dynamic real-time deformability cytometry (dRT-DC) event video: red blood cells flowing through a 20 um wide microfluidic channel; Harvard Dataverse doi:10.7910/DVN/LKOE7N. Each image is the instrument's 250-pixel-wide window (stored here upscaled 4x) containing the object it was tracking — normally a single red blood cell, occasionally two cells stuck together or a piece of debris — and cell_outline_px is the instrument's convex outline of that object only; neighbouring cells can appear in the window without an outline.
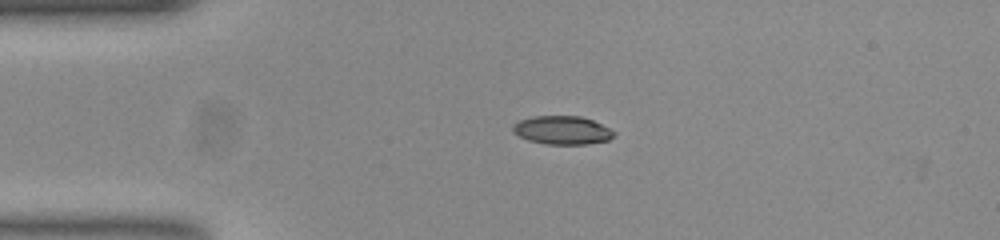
{"species": "common noctule bat (a hibernating species)", "species_latin": "Nyctalus noctula", "temperature_condition": "room temperature", "stored_images_in_passage": 3, "camera_frame_rate_fps": 3000, "um_per_image_px": 0.085, "animal": {"sex": "female", "body_mass_g": 23.0, "forearm_length_mm": 53.4}, "frame": {"image": 1, "passage_image": 2, "time_ms": 0.333, "image_size_px": [1000, 240], "cell_outline_px": [[616, 136], [608, 140], [588, 144], [544, 144], [528, 140], [512, 132], [512, 124], [520, 120], [532, 116], [580, 116], [592, 120], [616, 132]], "centroid_in_image_um": [47.78, 11.07], "position_along_channel_um": 37.2, "area_um2": 16.82}}